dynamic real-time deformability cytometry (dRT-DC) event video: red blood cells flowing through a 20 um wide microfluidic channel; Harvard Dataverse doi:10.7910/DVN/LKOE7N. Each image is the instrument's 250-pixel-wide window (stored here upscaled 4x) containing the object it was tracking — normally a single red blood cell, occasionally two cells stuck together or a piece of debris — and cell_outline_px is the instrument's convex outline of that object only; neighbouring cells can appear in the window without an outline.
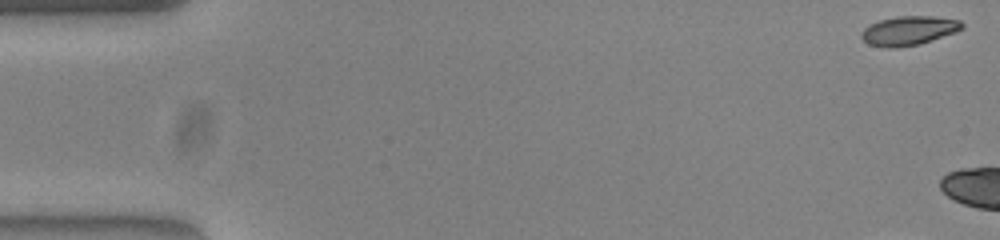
{"species": "common noctule bat (a hibernating species)", "species_latin": "Nyctalus noctula", "temperature_condition": "warm", "stored_images_in_passage": 4, "camera_frame_rate_fps": 3000, "um_per_image_px": 0.085, "animal": {"sex": "female", "body_mass_g": 23.0, "forearm_length_mm": 53.4}, "frame": {"image": 1, "passage_image": 1, "time_ms": 0.0, "image_size_px": [1000, 240], "cell_outline_px": [[964, 28], [956, 32], [920, 44], [896, 48], [884, 48], [868, 44], [860, 36], [860, 32], [864, 28], [880, 20], [896, 16], [932, 16], [960, 20], [964, 24]], "centroid_in_image_um": [77.25, 2.61], "position_along_channel_um": 7.8, "area_um2": 17.22}}